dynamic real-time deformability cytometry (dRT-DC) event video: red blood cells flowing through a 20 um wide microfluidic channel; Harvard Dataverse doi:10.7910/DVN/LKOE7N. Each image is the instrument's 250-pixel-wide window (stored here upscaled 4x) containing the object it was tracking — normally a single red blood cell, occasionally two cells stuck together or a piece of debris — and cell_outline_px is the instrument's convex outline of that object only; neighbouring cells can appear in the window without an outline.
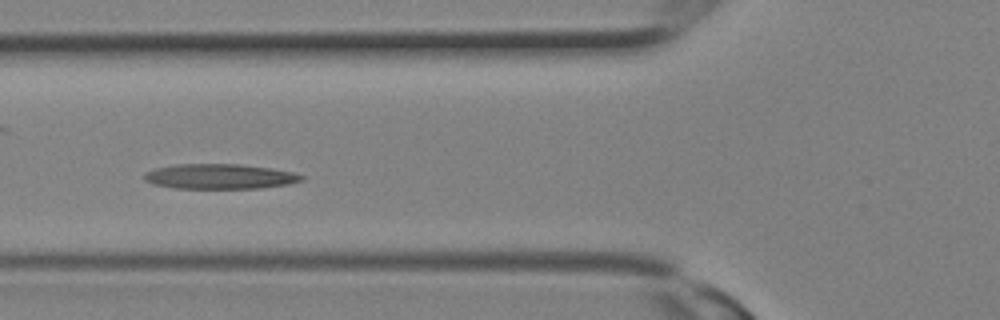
{"species": "Egyptian fruit bat (a non-hibernating species)", "species_latin": "Rousettus aegyptiacus", "temperature_condition": "room temperature", "stored_images_in_passage": 13, "camera_frame_rate_fps": 3000, "um_per_image_px": 0.085, "animal": {"sex": "female"}, "frame": {"image": 1, "passage_image": 10, "time_ms": 3.0, "image_size_px": [1000, 320], "cell_outline_px": [[304, 180], [288, 184], [260, 188], [176, 188], [152, 184], [144, 180], [144, 172], [152, 168], [176, 164], [240, 164], [272, 168], [292, 172], [304, 176]], "centroid_in_image_um": [18.64, 14.99], "position_along_channel_um": 107.2, "area_um2": 23.06}}
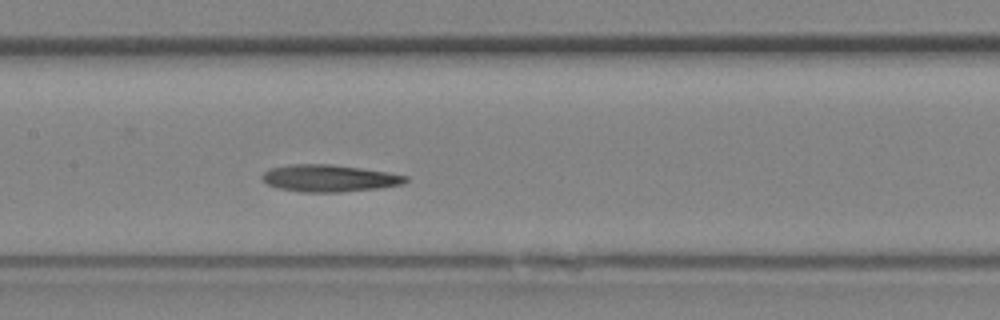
{"frame": {"image": 2, "passage_image": 13, "time_ms": 4.0, "image_size_px": [1000, 320], "cell_outline_px": [[408, 180], [404, 184], [380, 188], [340, 192], [300, 192], [276, 188], [268, 184], [260, 176], [268, 168], [288, 164], [332, 164], [388, 172], [408, 176]], "centroid_in_image_um": [27.96, 15.15], "position_along_channel_um": 179.4, "area_um2": 22.83}}